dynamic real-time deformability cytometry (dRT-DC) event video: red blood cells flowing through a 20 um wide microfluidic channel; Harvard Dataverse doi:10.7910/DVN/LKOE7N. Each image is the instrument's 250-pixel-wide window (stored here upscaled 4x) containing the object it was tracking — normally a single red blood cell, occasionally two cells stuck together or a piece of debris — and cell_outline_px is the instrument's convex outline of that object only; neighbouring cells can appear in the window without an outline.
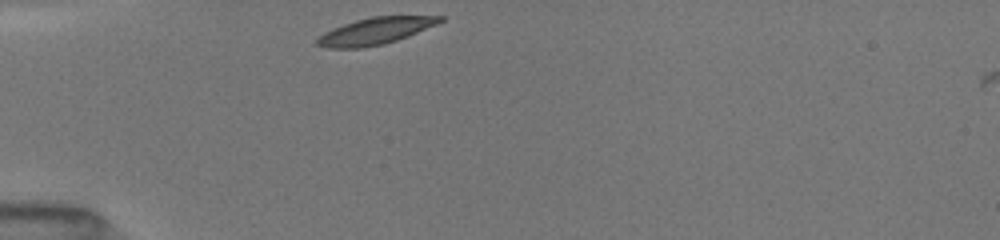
{"species": "common noctule bat (a hibernating species)", "species_latin": "Nyctalus noctula", "temperature_condition": "room temperature", "stored_images_in_passage": 3, "camera_frame_rate_fps": 3000, "um_per_image_px": 0.085, "animal": {"sex": "female", "body_mass_g": 19.5, "forearm_length_mm": 54.1}, "frame": {"image": 1, "passage_image": 1, "time_ms": 0.0, "image_size_px": [1000, 240], "cell_outline_px": [[444, 20], [436, 24], [408, 36], [384, 44], [360, 48], [328, 48], [316, 44], [316, 40], [324, 32], [332, 28], [356, 20], [372, 16], [444, 16]], "centroid_in_image_um": [31.88, 2.63], "position_along_channel_um": 53.1, "area_um2": 18.96}}